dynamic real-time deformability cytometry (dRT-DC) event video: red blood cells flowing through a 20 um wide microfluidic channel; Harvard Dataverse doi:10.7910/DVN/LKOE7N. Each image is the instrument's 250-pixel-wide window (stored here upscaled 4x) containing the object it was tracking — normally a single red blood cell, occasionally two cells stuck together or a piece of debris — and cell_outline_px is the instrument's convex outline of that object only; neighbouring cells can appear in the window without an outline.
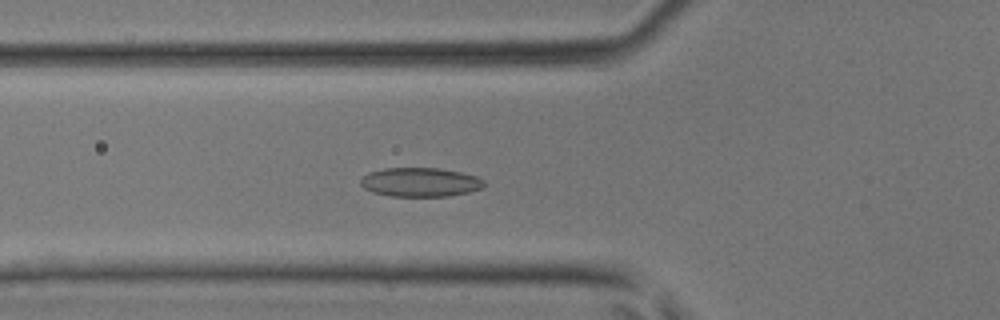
{"species": "common noctule bat (a hibernating species)", "species_latin": "Nyctalus noctula", "temperature_condition": "room temperature", "stored_images_in_passage": 45, "camera_frame_rate_fps": 3000, "um_per_image_px": 0.085, "animal": {"sex": "male", "body_mass_g": 17.9, "forearm_length_mm": 54.2}, "frame": {"image": 1, "passage_image": 17, "time_ms": 5.333, "image_size_px": [1000, 320], "cell_outline_px": [[484, 184], [480, 188], [468, 192], [448, 196], [392, 196], [372, 192], [364, 188], [360, 184], [360, 180], [368, 172], [384, 168], [440, 168], [460, 172], [476, 176], [484, 180]], "centroid_in_image_um": [35.69, 15.48], "position_along_channel_um": 90.1, "area_um2": 20.81}}
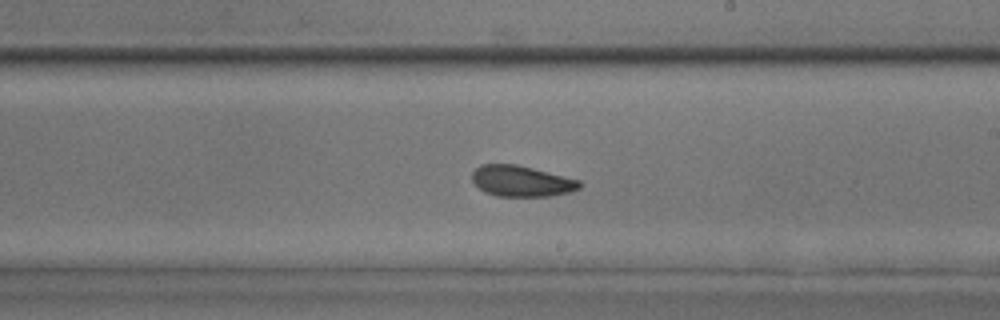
{"frame": {"image": 2, "passage_image": 27, "time_ms": 8.667, "image_size_px": [1000, 320], "cell_outline_px": [[580, 188], [568, 192], [548, 196], [496, 196], [484, 192], [472, 180], [472, 172], [480, 164], [516, 164], [580, 180]], "centroid_in_image_um": [44.29, 15.39], "position_along_channel_um": 244.7, "area_um2": 19.19}}
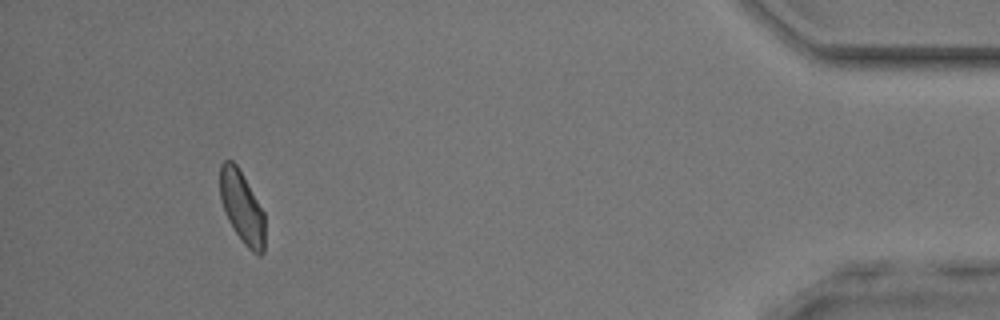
{"frame": {"image": 3, "passage_image": 42, "time_ms": 13.667, "image_size_px": [1000, 320], "cell_outline_px": [[264, 252], [260, 256], [256, 256], [244, 244], [228, 220], [220, 196], [220, 164], [224, 160], [232, 160], [236, 164], [264, 212]], "centroid_in_image_um": [20.57, 17.64], "position_along_channel_um": 414.6, "area_um2": 18.61}}